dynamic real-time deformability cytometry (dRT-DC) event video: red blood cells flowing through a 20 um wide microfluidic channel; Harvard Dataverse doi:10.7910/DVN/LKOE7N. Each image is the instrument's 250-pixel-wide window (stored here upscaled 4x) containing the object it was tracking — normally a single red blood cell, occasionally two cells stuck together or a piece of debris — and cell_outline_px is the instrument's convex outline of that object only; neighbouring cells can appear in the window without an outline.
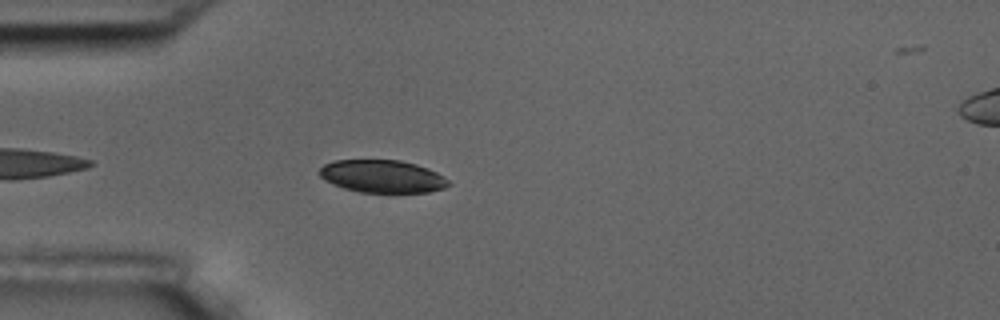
{"species": "common noctule bat (a hibernating species)", "species_latin": "Nyctalus noctula", "temperature_condition": "room temperature", "stored_images_in_passage": 13, "camera_frame_rate_fps": 3000, "um_per_image_px": 0.085, "animal": {"sex": "male", "body_mass_g": 17.5, "forearm_length_mm": 52.3}, "frame": {"image": 1, "passage_image": 4, "time_ms": 1.0, "image_size_px": [1000, 320], "cell_outline_px": [[452, 184], [444, 188], [428, 192], [360, 192], [344, 188], [332, 184], [324, 180], [316, 172], [324, 164], [336, 160], [400, 160], [416, 164], [428, 168], [444, 176]], "centroid_in_image_um": [32.48, 14.98], "position_along_channel_um": 52.5, "area_um2": 24.68}}
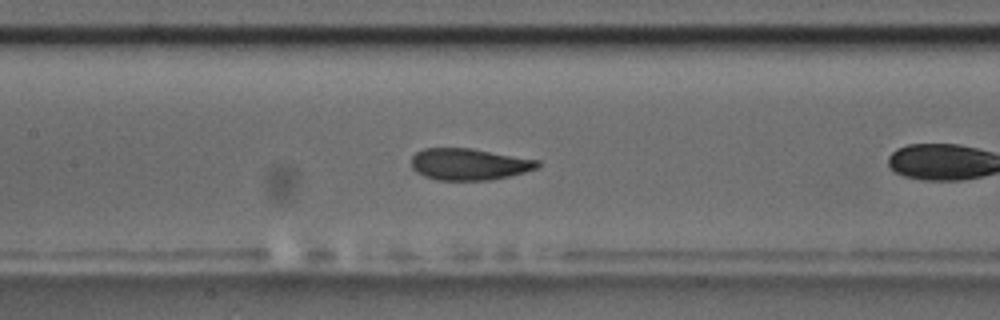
{"frame": {"image": 2, "passage_image": 11, "time_ms": 3.333, "image_size_px": [1000, 320], "cell_outline_px": [[540, 164], [536, 168], [524, 172], [508, 176], [488, 180], [436, 180], [424, 176], [416, 172], [412, 168], [412, 156], [416, 152], [424, 148], [472, 148], [540, 160]], "centroid_in_image_um": [39.85, 13.95], "position_along_channel_um": 167.5, "area_um2": 23.29}}